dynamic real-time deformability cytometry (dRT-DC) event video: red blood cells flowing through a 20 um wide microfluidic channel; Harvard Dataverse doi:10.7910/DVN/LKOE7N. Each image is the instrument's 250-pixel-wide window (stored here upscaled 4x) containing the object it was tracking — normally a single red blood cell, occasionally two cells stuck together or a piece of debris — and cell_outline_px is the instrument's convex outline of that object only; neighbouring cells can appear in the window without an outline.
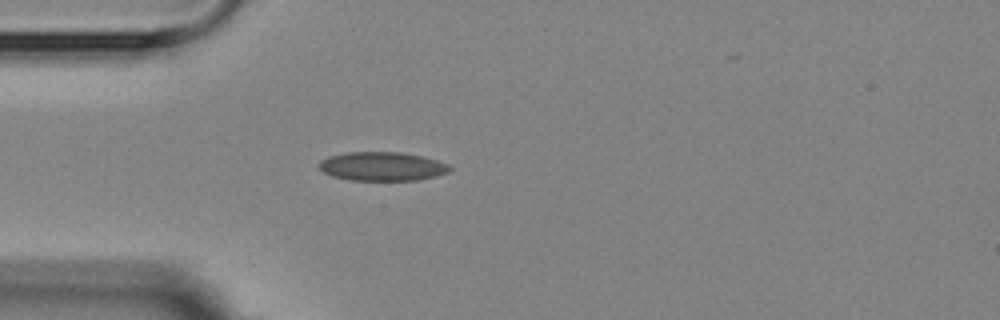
{"species": "Egyptian fruit bat (a non-hibernating species)", "species_latin": "Rousettus aegyptiacus", "temperature_condition": "room temperature", "stored_images_in_passage": 1, "camera_frame_rate_fps": 3000, "um_per_image_px": 0.085, "animal": {"sex": "female"}, "frame": {"image": 1, "passage_image": 1, "time_ms": 0.0, "image_size_px": [1000, 320], "cell_outline_px": [[452, 168], [448, 172], [436, 176], [416, 180], [348, 180], [332, 176], [324, 172], [320, 168], [320, 160], [328, 156], [344, 152], [400, 152], [420, 156], [436, 160], [448, 164]], "centroid_in_image_um": [32.46, 14.14], "position_along_channel_um": 52.5, "area_um2": 21.91}}